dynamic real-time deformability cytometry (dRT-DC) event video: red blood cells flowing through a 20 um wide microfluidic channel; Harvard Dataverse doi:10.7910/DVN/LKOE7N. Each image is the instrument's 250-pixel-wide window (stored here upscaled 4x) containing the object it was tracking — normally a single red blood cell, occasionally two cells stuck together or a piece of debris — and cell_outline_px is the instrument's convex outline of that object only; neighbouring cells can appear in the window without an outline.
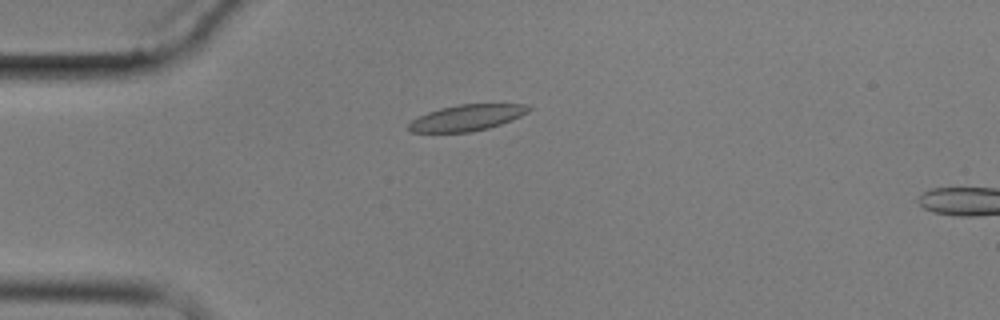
{"species": "common noctule bat (a hibernating species)", "species_latin": "Nyctalus noctula", "temperature_condition": "cold", "stored_images_in_passage": 6, "camera_frame_rate_fps": 3000, "um_per_image_px": 0.085, "animal": {"sex": "male", "body_mass_g": 17.9}, "frame": {"image": 1, "passage_image": 5, "time_ms": 4.667, "image_size_px": [1000, 320], "cell_outline_px": [[532, 108], [528, 112], [512, 120], [488, 128], [472, 132], [412, 132], [408, 128], [408, 124], [412, 120], [428, 112], [440, 108], [460, 104], [524, 104]], "centroid_in_image_um": [39.69, 10.0], "position_along_channel_um": 45.3, "area_um2": 18.09}}